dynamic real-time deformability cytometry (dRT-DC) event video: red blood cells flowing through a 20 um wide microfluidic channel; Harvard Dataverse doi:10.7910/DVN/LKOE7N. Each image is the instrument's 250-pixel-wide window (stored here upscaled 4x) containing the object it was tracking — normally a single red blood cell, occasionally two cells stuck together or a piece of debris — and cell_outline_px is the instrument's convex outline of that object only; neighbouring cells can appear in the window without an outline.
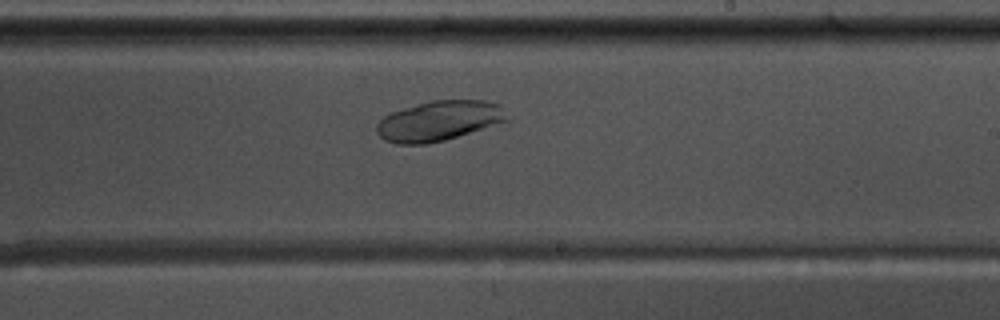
{"species": "common noctule bat (a hibernating species)", "species_latin": "Nyctalus noctula", "temperature_condition": "warm", "stored_images_in_passage": 48, "camera_frame_rate_fps": 3000, "um_per_image_px": 0.085, "animal": {"sex": "male", "body_mass_g": 17.5, "forearm_length_mm": 52.3}, "frame": {"image": 1, "passage_image": 28, "time_ms": 9.0, "image_size_px": [1000, 320], "cell_outline_px": [[512, 120], [444, 140], [424, 144], [396, 144], [384, 140], [376, 132], [376, 124], [384, 116], [392, 112], [404, 108], [432, 100], [484, 100], [500, 104]], "centroid_in_image_um": [37.35, 10.27], "position_along_channel_um": 251.7, "area_um2": 30.52}}